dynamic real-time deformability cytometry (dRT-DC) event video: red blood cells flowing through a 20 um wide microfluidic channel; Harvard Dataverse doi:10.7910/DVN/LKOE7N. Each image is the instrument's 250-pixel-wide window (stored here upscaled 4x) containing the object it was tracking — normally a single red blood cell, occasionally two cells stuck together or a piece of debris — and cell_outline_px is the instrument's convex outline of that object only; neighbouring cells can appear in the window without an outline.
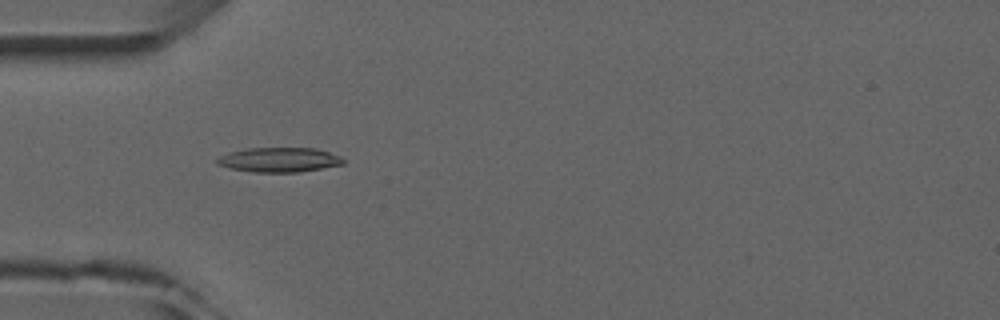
{"species": "common noctule bat (a hibernating species)", "species_latin": "Nyctalus noctula", "temperature_condition": "room temperature", "stored_images_in_passage": 7, "camera_frame_rate_fps": 3000, "um_per_image_px": 0.085, "animal": {"sex": "male", "forearm_length_mm": 52.5}, "frame": {"image": 1, "passage_image": 5, "time_ms": 4.333, "image_size_px": [1000, 320], "cell_outline_px": [[344, 164], [296, 172], [252, 172], [232, 168], [216, 164], [216, 160], [220, 156], [228, 152], [248, 148], [316, 148], [340, 156], [344, 160]], "centroid_in_image_um": [23.71, 13.57], "position_along_channel_um": 61.3, "area_um2": 17.92}}
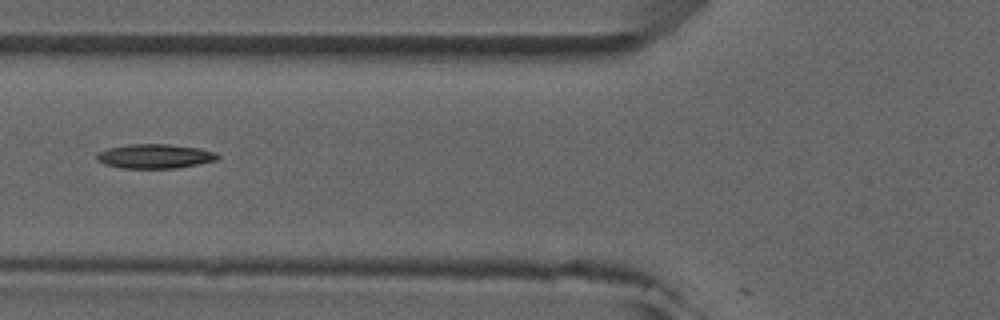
{"frame": {"image": 2, "passage_image": 6, "time_ms": 5.667, "image_size_px": [1000, 320], "cell_outline_px": [[220, 156], [216, 160], [176, 168], [124, 168], [104, 164], [96, 160], [96, 152], [108, 148], [128, 144], [168, 144], [200, 148], [216, 152]], "centroid_in_image_um": [13.13, 13.27], "position_along_channel_um": 112.7, "area_um2": 17.17}}